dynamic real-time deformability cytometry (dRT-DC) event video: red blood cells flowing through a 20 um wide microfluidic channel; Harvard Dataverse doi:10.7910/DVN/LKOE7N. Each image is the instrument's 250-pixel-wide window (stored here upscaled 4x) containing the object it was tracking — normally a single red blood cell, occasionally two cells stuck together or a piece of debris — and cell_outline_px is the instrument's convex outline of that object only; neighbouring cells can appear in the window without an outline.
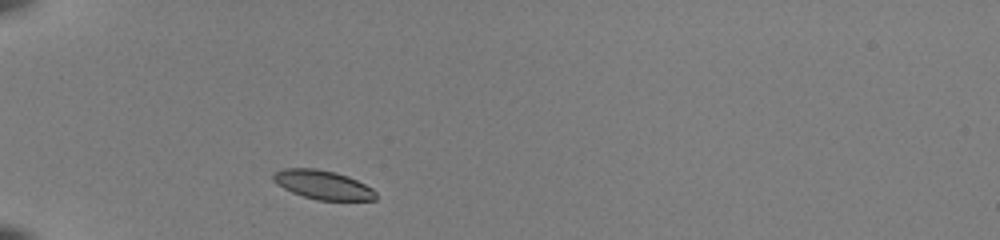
{"species": "common noctule bat (a hibernating species)", "species_latin": "Nyctalus noctula", "temperature_condition": "room temperature", "stored_images_in_passage": 36, "camera_frame_rate_fps": 3000, "um_per_image_px": 0.085, "animal": {"sex": "female", "body_mass_g": 22.0, "forearm_length_mm": 56.7}, "frame": {"image": 1, "passage_image": 1, "time_ms": 0.0, "image_size_px": [1000, 240], "cell_outline_px": [[376, 200], [316, 200], [292, 192], [284, 188], [272, 180], [272, 176], [276, 172], [284, 168], [316, 168], [336, 172], [348, 176], [372, 188], [376, 192]], "centroid_in_image_um": [27.45, 15.7], "position_along_channel_um": 57.6, "area_um2": 17.22}}
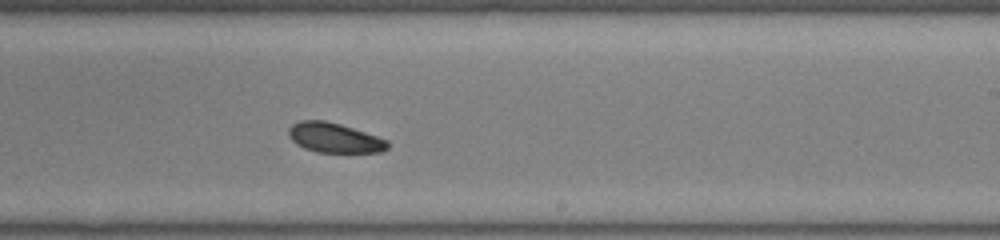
{"frame": {"image": 2, "passage_image": 18, "time_ms": 5.667, "image_size_px": [1000, 240], "cell_outline_px": [[388, 148], [380, 152], [316, 152], [304, 148], [296, 144], [288, 136], [288, 128], [292, 124], [300, 120], [324, 120], [340, 124], [388, 140]], "centroid_in_image_um": [28.38, 11.71], "position_along_channel_um": 260.6, "area_um2": 17.11}}
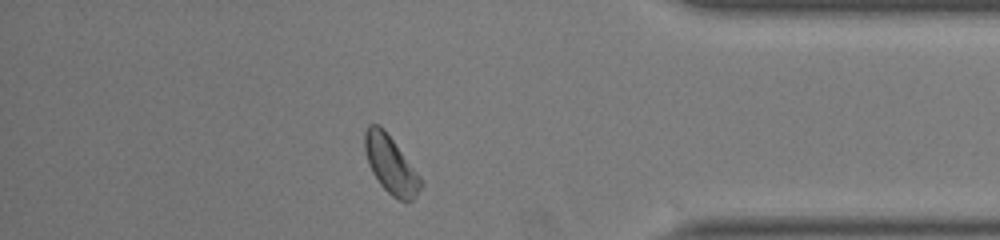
{"frame": {"image": 3, "passage_image": 30, "time_ms": 9.667, "image_size_px": [1000, 240], "cell_outline_px": [[424, 184], [416, 196], [412, 200], [400, 200], [392, 196], [380, 184], [372, 172], [368, 164], [364, 148], [364, 132], [368, 124], [380, 124], [384, 128], [420, 176]], "centroid_in_image_um": [33.2, 13.97], "position_along_channel_um": 402.0, "area_um2": 18.79}, "authors_computed_cell_mechanics": {"area_um2": 18.1492, "velocity_mm_per_s": 3.9543, "shape_relaxation_time_tau1_ms": 1.5043, "shape_relaxation_time_tau2_ms": null, "deformation_change_tau1": 0.0607, "deformation_change_tau2": null}}